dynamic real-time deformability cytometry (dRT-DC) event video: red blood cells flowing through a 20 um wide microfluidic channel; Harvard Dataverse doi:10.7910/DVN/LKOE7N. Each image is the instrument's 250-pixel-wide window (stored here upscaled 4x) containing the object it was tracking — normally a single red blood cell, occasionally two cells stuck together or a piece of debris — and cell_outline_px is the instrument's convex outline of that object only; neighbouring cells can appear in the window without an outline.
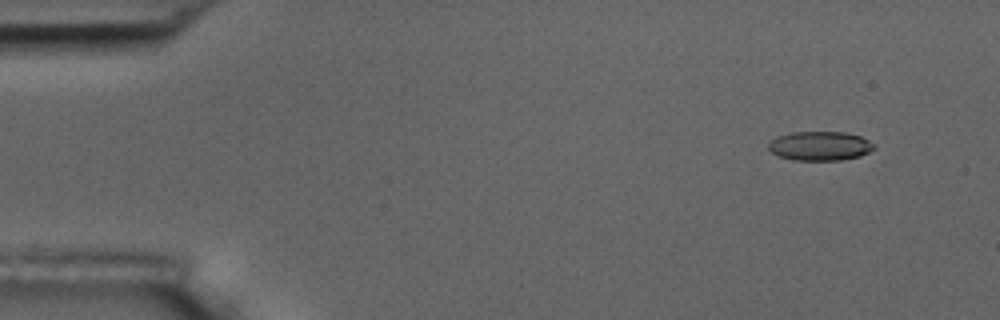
{"species": "common noctule bat (a hibernating species)", "species_latin": "Nyctalus noctula", "temperature_condition": "room temperature", "stored_images_in_passage": 4, "camera_frame_rate_fps": 3000, "um_per_image_px": 0.085, "animal": {"sex": "male", "body_mass_g": 17.5, "forearm_length_mm": 52.3}, "frame": {"image": 1, "passage_image": 2, "time_ms": 1.0, "image_size_px": [1000, 320], "cell_outline_px": [[876, 148], [860, 156], [840, 160], [792, 160], [780, 156], [772, 152], [768, 148], [768, 144], [776, 136], [792, 132], [844, 132], [860, 136], [876, 144]], "centroid_in_image_um": [69.71, 12.4], "position_along_channel_um": 15.3, "area_um2": 17.98}}
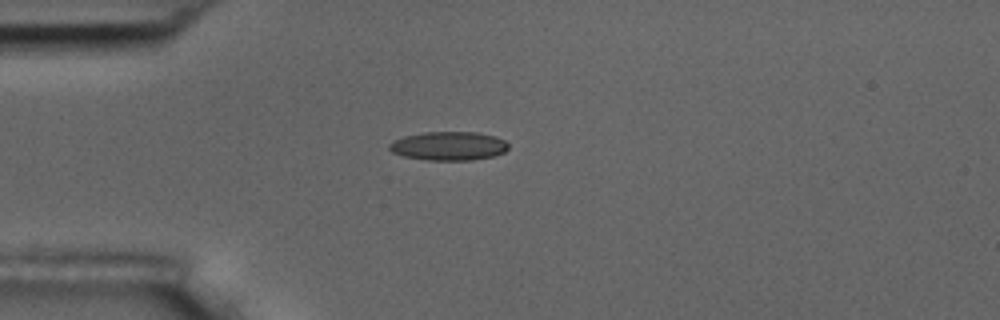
{"frame": {"image": 2, "passage_image": 4, "time_ms": 4.333, "image_size_px": [1000, 320], "cell_outline_px": [[508, 148], [504, 152], [492, 156], [472, 160], [428, 160], [404, 156], [392, 152], [388, 148], [388, 144], [404, 136], [424, 132], [476, 132], [496, 136], [504, 140], [508, 144]], "centroid_in_image_um": [38.14, 12.4], "position_along_channel_um": 46.9, "area_um2": 19.88}}